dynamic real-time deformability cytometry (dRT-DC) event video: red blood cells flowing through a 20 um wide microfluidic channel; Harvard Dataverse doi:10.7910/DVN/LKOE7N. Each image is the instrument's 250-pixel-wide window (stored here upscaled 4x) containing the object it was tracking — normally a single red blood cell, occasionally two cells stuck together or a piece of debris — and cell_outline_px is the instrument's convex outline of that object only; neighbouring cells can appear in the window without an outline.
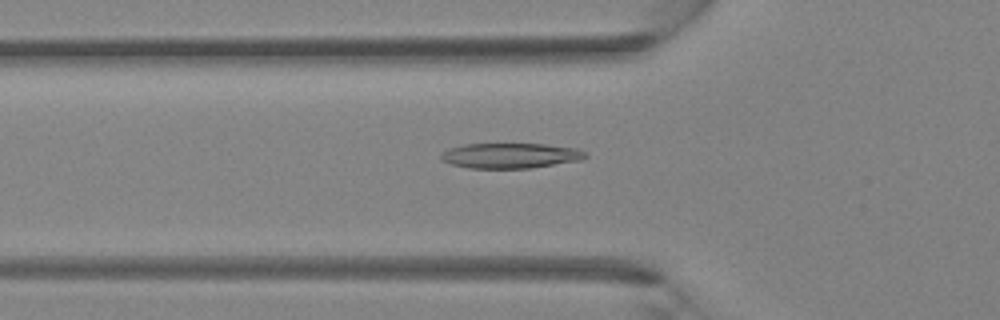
{"species": "Egyptian fruit bat (a non-hibernating species)", "species_latin": "Rousettus aegyptiacus", "temperature_condition": "room temperature", "stored_images_in_passage": 42, "camera_frame_rate_fps": 3000, "um_per_image_px": 0.085, "animal": {"sex": "female"}, "frame": {"image": 1, "passage_image": 15, "time_ms": 4.667, "image_size_px": [1000, 320], "cell_outline_px": [[588, 156], [580, 160], [528, 168], [468, 168], [452, 164], [440, 160], [440, 156], [448, 148], [464, 144], [544, 144], [580, 148], [588, 152]], "centroid_in_image_um": [43.41, 13.22], "position_along_channel_um": 82.4, "area_um2": 21.27}}
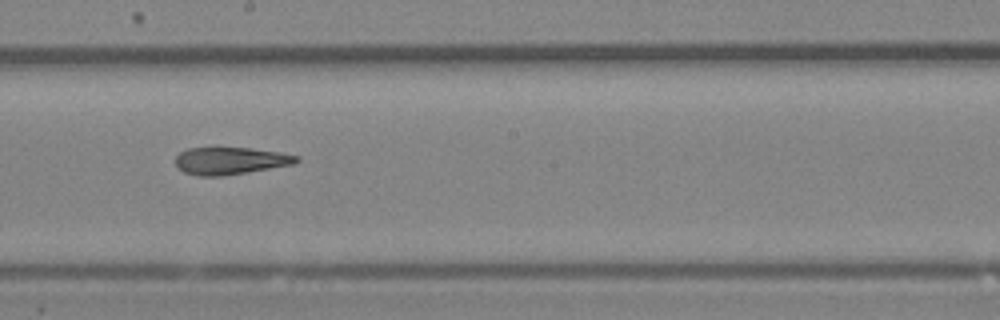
{"frame": {"image": 2, "passage_image": 24, "time_ms": 7.667, "image_size_px": [1000, 320], "cell_outline_px": [[300, 160], [296, 164], [248, 172], [220, 176], [200, 176], [184, 172], [176, 168], [176, 156], [180, 152], [188, 148], [252, 148], [280, 152], [300, 156]], "centroid_in_image_um": [19.61, 13.67], "position_along_channel_um": 228.6, "area_um2": 19.36}}
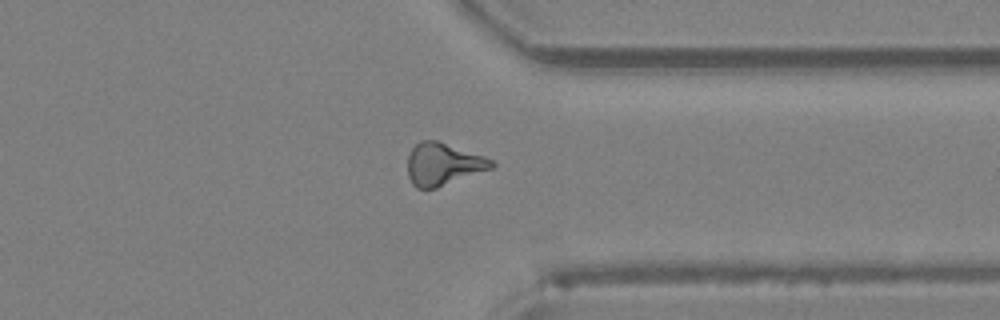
{"frame": {"image": 3, "passage_image": 33, "time_ms": 10.667, "image_size_px": [1000, 320], "cell_outline_px": [[496, 164], [492, 168], [436, 188], [416, 188], [412, 184], [408, 176], [408, 156], [412, 148], [420, 140], [436, 140], [484, 156], [492, 160]], "centroid_in_image_um": [37.65, 13.95], "position_along_channel_um": 373.8, "area_um2": 20.52}}